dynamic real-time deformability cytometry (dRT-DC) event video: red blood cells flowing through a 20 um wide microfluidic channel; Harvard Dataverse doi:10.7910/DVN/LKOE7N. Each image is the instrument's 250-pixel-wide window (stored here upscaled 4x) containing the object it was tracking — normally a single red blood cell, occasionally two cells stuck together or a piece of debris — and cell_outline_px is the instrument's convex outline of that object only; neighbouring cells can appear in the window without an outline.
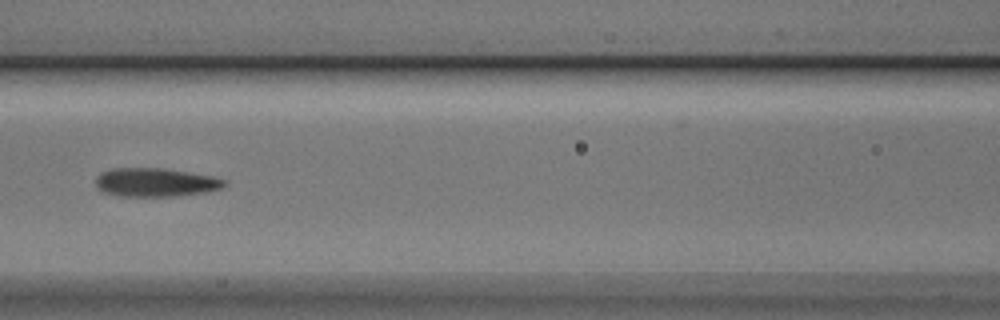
{"species": "Egyptian fruit bat (a non-hibernating species)", "species_latin": "Rousettus aegyptiacus", "temperature_condition": "cold", "stored_images_in_passage": 8, "camera_frame_rate_fps": 3000, "um_per_image_px": 0.085, "animal": {"sex": "male"}, "frame": {"image": 1, "passage_image": 5, "time_ms": 1.333, "image_size_px": [1000, 320], "cell_outline_px": [[228, 184], [224, 188], [204, 192], [176, 196], [120, 196], [100, 192], [96, 188], [96, 176], [100, 172], [112, 168], [164, 168], [212, 176], [224, 180]], "centroid_in_image_um": [13.18, 15.5], "position_along_channel_um": 153.4, "area_um2": 21.68}}
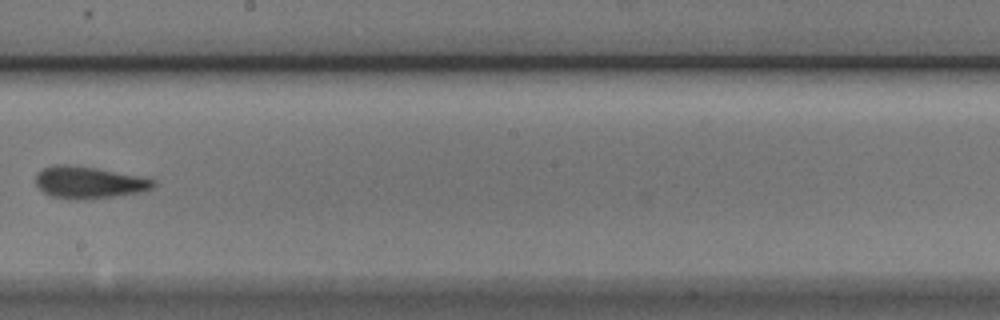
{"frame": {"image": 2, "passage_image": 7, "time_ms": 2.0, "image_size_px": [1000, 320], "cell_outline_px": [[156, 184], [152, 188], [144, 192], [116, 196], [84, 200], [52, 196], [44, 192], [36, 184], [36, 176], [44, 168], [56, 164], [68, 164], [96, 168], [140, 176], [156, 180]], "centroid_in_image_um": [7.61, 15.51], "position_along_channel_um": 240.6, "area_um2": 21.85}}
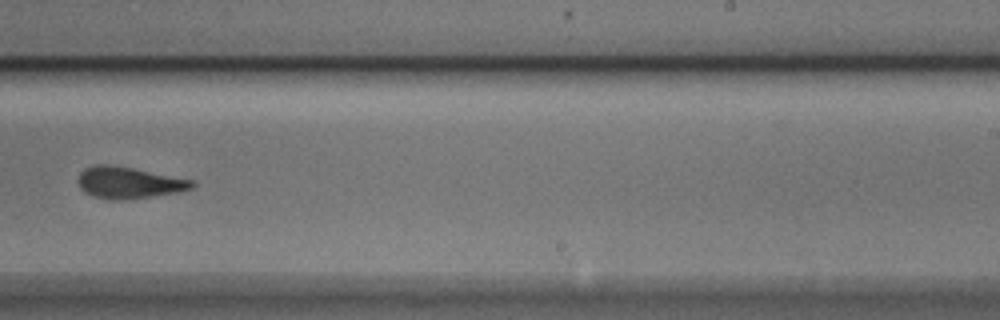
{"frame": {"image": 3, "passage_image": 8, "time_ms": 2.333, "image_size_px": [1000, 320], "cell_outline_px": [[196, 184], [192, 188], [180, 192], [120, 200], [108, 200], [92, 196], [84, 192], [80, 188], [76, 180], [80, 172], [84, 168], [92, 164], [108, 164], [132, 168], [192, 180]], "centroid_in_image_um": [10.87, 15.52], "position_along_channel_um": 278.1, "area_um2": 21.04}}